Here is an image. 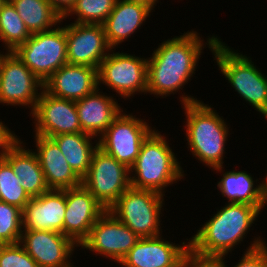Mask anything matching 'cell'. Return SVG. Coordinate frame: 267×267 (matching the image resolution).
<instances>
[{"mask_svg": "<svg viewBox=\"0 0 267 267\" xmlns=\"http://www.w3.org/2000/svg\"><path fill=\"white\" fill-rule=\"evenodd\" d=\"M199 35L192 29L183 35L163 41L153 51L152 57L147 59L148 94L164 98L183 89L191 80L197 69L202 48L208 43L207 46L211 50L219 40L218 36H212L205 42Z\"/></svg>", "mask_w": 267, "mask_h": 267, "instance_id": "6da1fadb", "label": "cell"}, {"mask_svg": "<svg viewBox=\"0 0 267 267\" xmlns=\"http://www.w3.org/2000/svg\"><path fill=\"white\" fill-rule=\"evenodd\" d=\"M263 208L227 203L189 238L190 251L200 257H227L243 242Z\"/></svg>", "mask_w": 267, "mask_h": 267, "instance_id": "7a4b0ae2", "label": "cell"}, {"mask_svg": "<svg viewBox=\"0 0 267 267\" xmlns=\"http://www.w3.org/2000/svg\"><path fill=\"white\" fill-rule=\"evenodd\" d=\"M180 98L186 114V138L192 155L208 168L224 172L225 144L230 135L226 121L211 105L191 95Z\"/></svg>", "mask_w": 267, "mask_h": 267, "instance_id": "3957f363", "label": "cell"}, {"mask_svg": "<svg viewBox=\"0 0 267 267\" xmlns=\"http://www.w3.org/2000/svg\"><path fill=\"white\" fill-rule=\"evenodd\" d=\"M166 140L167 138L155 129L145 138L137 159L129 168L131 187L165 195V187L185 176Z\"/></svg>", "mask_w": 267, "mask_h": 267, "instance_id": "277c9868", "label": "cell"}, {"mask_svg": "<svg viewBox=\"0 0 267 267\" xmlns=\"http://www.w3.org/2000/svg\"><path fill=\"white\" fill-rule=\"evenodd\" d=\"M210 51L219 70L240 97L267 118V76L256 68L250 57L235 52L221 39Z\"/></svg>", "mask_w": 267, "mask_h": 267, "instance_id": "5b68a950", "label": "cell"}, {"mask_svg": "<svg viewBox=\"0 0 267 267\" xmlns=\"http://www.w3.org/2000/svg\"><path fill=\"white\" fill-rule=\"evenodd\" d=\"M163 196L152 190L130 186L108 211L140 238L155 237L162 231L160 214L164 207Z\"/></svg>", "mask_w": 267, "mask_h": 267, "instance_id": "8992f818", "label": "cell"}, {"mask_svg": "<svg viewBox=\"0 0 267 267\" xmlns=\"http://www.w3.org/2000/svg\"><path fill=\"white\" fill-rule=\"evenodd\" d=\"M13 52L44 83L67 64L66 25L31 34Z\"/></svg>", "mask_w": 267, "mask_h": 267, "instance_id": "52a82bcc", "label": "cell"}, {"mask_svg": "<svg viewBox=\"0 0 267 267\" xmlns=\"http://www.w3.org/2000/svg\"><path fill=\"white\" fill-rule=\"evenodd\" d=\"M82 185L108 210L131 186L130 169L97 147Z\"/></svg>", "mask_w": 267, "mask_h": 267, "instance_id": "ba28073f", "label": "cell"}, {"mask_svg": "<svg viewBox=\"0 0 267 267\" xmlns=\"http://www.w3.org/2000/svg\"><path fill=\"white\" fill-rule=\"evenodd\" d=\"M101 61L98 68V86L112 88L122 98L147 93V58L124 52H113ZM129 54V55H128Z\"/></svg>", "mask_w": 267, "mask_h": 267, "instance_id": "9c48e42d", "label": "cell"}, {"mask_svg": "<svg viewBox=\"0 0 267 267\" xmlns=\"http://www.w3.org/2000/svg\"><path fill=\"white\" fill-rule=\"evenodd\" d=\"M1 53L2 51L0 52V103L31 107V114L44 89V83L13 51Z\"/></svg>", "mask_w": 267, "mask_h": 267, "instance_id": "30bf717a", "label": "cell"}, {"mask_svg": "<svg viewBox=\"0 0 267 267\" xmlns=\"http://www.w3.org/2000/svg\"><path fill=\"white\" fill-rule=\"evenodd\" d=\"M145 119L122 112L98 138V147L130 168L145 138L153 131Z\"/></svg>", "mask_w": 267, "mask_h": 267, "instance_id": "8fae6325", "label": "cell"}, {"mask_svg": "<svg viewBox=\"0 0 267 267\" xmlns=\"http://www.w3.org/2000/svg\"><path fill=\"white\" fill-rule=\"evenodd\" d=\"M139 239L130 228L106 210L80 246L119 264Z\"/></svg>", "mask_w": 267, "mask_h": 267, "instance_id": "7c38bea8", "label": "cell"}, {"mask_svg": "<svg viewBox=\"0 0 267 267\" xmlns=\"http://www.w3.org/2000/svg\"><path fill=\"white\" fill-rule=\"evenodd\" d=\"M34 119L35 135L51 138L82 131L75 101L52 96L44 89L30 114Z\"/></svg>", "mask_w": 267, "mask_h": 267, "instance_id": "4fadbf2b", "label": "cell"}, {"mask_svg": "<svg viewBox=\"0 0 267 267\" xmlns=\"http://www.w3.org/2000/svg\"><path fill=\"white\" fill-rule=\"evenodd\" d=\"M67 64L99 68L112 49L102 24L71 23L66 25Z\"/></svg>", "mask_w": 267, "mask_h": 267, "instance_id": "5bb4252c", "label": "cell"}, {"mask_svg": "<svg viewBox=\"0 0 267 267\" xmlns=\"http://www.w3.org/2000/svg\"><path fill=\"white\" fill-rule=\"evenodd\" d=\"M105 211V207L83 185L66 189L63 234L80 247Z\"/></svg>", "mask_w": 267, "mask_h": 267, "instance_id": "9a60e30c", "label": "cell"}, {"mask_svg": "<svg viewBox=\"0 0 267 267\" xmlns=\"http://www.w3.org/2000/svg\"><path fill=\"white\" fill-rule=\"evenodd\" d=\"M38 267H74L70 256L77 246L57 231L22 230L19 242Z\"/></svg>", "mask_w": 267, "mask_h": 267, "instance_id": "2e32d148", "label": "cell"}, {"mask_svg": "<svg viewBox=\"0 0 267 267\" xmlns=\"http://www.w3.org/2000/svg\"><path fill=\"white\" fill-rule=\"evenodd\" d=\"M161 235L140 238L120 261L122 267H181L189 242L175 244Z\"/></svg>", "mask_w": 267, "mask_h": 267, "instance_id": "e0dca14e", "label": "cell"}, {"mask_svg": "<svg viewBox=\"0 0 267 267\" xmlns=\"http://www.w3.org/2000/svg\"><path fill=\"white\" fill-rule=\"evenodd\" d=\"M66 189H49L33 197L22 211L23 230L57 231L63 234Z\"/></svg>", "mask_w": 267, "mask_h": 267, "instance_id": "ac0fdd59", "label": "cell"}, {"mask_svg": "<svg viewBox=\"0 0 267 267\" xmlns=\"http://www.w3.org/2000/svg\"><path fill=\"white\" fill-rule=\"evenodd\" d=\"M98 69L65 64L45 82L44 90L57 98L79 100L98 88Z\"/></svg>", "mask_w": 267, "mask_h": 267, "instance_id": "d6986e66", "label": "cell"}, {"mask_svg": "<svg viewBox=\"0 0 267 267\" xmlns=\"http://www.w3.org/2000/svg\"><path fill=\"white\" fill-rule=\"evenodd\" d=\"M36 153L49 189L64 190L82 185L58 145L48 137L35 135Z\"/></svg>", "mask_w": 267, "mask_h": 267, "instance_id": "ffe728a7", "label": "cell"}, {"mask_svg": "<svg viewBox=\"0 0 267 267\" xmlns=\"http://www.w3.org/2000/svg\"><path fill=\"white\" fill-rule=\"evenodd\" d=\"M99 88L75 101L82 131L96 138L106 131L123 109L116 98L104 95L105 93L100 92Z\"/></svg>", "mask_w": 267, "mask_h": 267, "instance_id": "44dd1931", "label": "cell"}, {"mask_svg": "<svg viewBox=\"0 0 267 267\" xmlns=\"http://www.w3.org/2000/svg\"><path fill=\"white\" fill-rule=\"evenodd\" d=\"M23 141L16 137L2 152L1 156L12 166L20 185L31 197H38L49 188L38 157L34 151L25 148Z\"/></svg>", "mask_w": 267, "mask_h": 267, "instance_id": "7402d4cb", "label": "cell"}, {"mask_svg": "<svg viewBox=\"0 0 267 267\" xmlns=\"http://www.w3.org/2000/svg\"><path fill=\"white\" fill-rule=\"evenodd\" d=\"M151 12L153 11L144 4L117 0L113 11L102 24L108 45L115 49L126 39L128 40L143 22H146Z\"/></svg>", "mask_w": 267, "mask_h": 267, "instance_id": "603a6c76", "label": "cell"}, {"mask_svg": "<svg viewBox=\"0 0 267 267\" xmlns=\"http://www.w3.org/2000/svg\"><path fill=\"white\" fill-rule=\"evenodd\" d=\"M217 187L222 196L228 199V203H244L254 207H265L262 183L255 185L252 175L244 170L226 171Z\"/></svg>", "mask_w": 267, "mask_h": 267, "instance_id": "cb8c5ba5", "label": "cell"}, {"mask_svg": "<svg viewBox=\"0 0 267 267\" xmlns=\"http://www.w3.org/2000/svg\"><path fill=\"white\" fill-rule=\"evenodd\" d=\"M93 135L88 133L61 134L51 137L58 145L72 170L82 179L88 172L92 156L98 147L92 143Z\"/></svg>", "mask_w": 267, "mask_h": 267, "instance_id": "d4e9b609", "label": "cell"}, {"mask_svg": "<svg viewBox=\"0 0 267 267\" xmlns=\"http://www.w3.org/2000/svg\"><path fill=\"white\" fill-rule=\"evenodd\" d=\"M30 34L47 32L63 23V18L47 0H9Z\"/></svg>", "mask_w": 267, "mask_h": 267, "instance_id": "484cf974", "label": "cell"}, {"mask_svg": "<svg viewBox=\"0 0 267 267\" xmlns=\"http://www.w3.org/2000/svg\"><path fill=\"white\" fill-rule=\"evenodd\" d=\"M30 32L9 0L0 6V40L5 44L6 52L14 51L24 44Z\"/></svg>", "mask_w": 267, "mask_h": 267, "instance_id": "4316f807", "label": "cell"}, {"mask_svg": "<svg viewBox=\"0 0 267 267\" xmlns=\"http://www.w3.org/2000/svg\"><path fill=\"white\" fill-rule=\"evenodd\" d=\"M20 183L21 180L14 173L12 166L0 155V201L23 211L31 197Z\"/></svg>", "mask_w": 267, "mask_h": 267, "instance_id": "83f0119b", "label": "cell"}, {"mask_svg": "<svg viewBox=\"0 0 267 267\" xmlns=\"http://www.w3.org/2000/svg\"><path fill=\"white\" fill-rule=\"evenodd\" d=\"M116 2L117 0H77L63 19L76 15L75 23L103 24L113 11Z\"/></svg>", "mask_w": 267, "mask_h": 267, "instance_id": "f1b7e54d", "label": "cell"}, {"mask_svg": "<svg viewBox=\"0 0 267 267\" xmlns=\"http://www.w3.org/2000/svg\"><path fill=\"white\" fill-rule=\"evenodd\" d=\"M22 210L0 201V245L20 242L23 222Z\"/></svg>", "mask_w": 267, "mask_h": 267, "instance_id": "f546056e", "label": "cell"}, {"mask_svg": "<svg viewBox=\"0 0 267 267\" xmlns=\"http://www.w3.org/2000/svg\"><path fill=\"white\" fill-rule=\"evenodd\" d=\"M0 267H38L20 243L0 245Z\"/></svg>", "mask_w": 267, "mask_h": 267, "instance_id": "4dcf8cb0", "label": "cell"}, {"mask_svg": "<svg viewBox=\"0 0 267 267\" xmlns=\"http://www.w3.org/2000/svg\"><path fill=\"white\" fill-rule=\"evenodd\" d=\"M255 238L253 243H251L242 254L241 260L237 262L234 267H267V244L262 238ZM224 262V267H227L225 263V256L220 257Z\"/></svg>", "mask_w": 267, "mask_h": 267, "instance_id": "1f68e13d", "label": "cell"}, {"mask_svg": "<svg viewBox=\"0 0 267 267\" xmlns=\"http://www.w3.org/2000/svg\"><path fill=\"white\" fill-rule=\"evenodd\" d=\"M181 267H224L221 258L200 257L189 251L182 262Z\"/></svg>", "mask_w": 267, "mask_h": 267, "instance_id": "d6a6232c", "label": "cell"}, {"mask_svg": "<svg viewBox=\"0 0 267 267\" xmlns=\"http://www.w3.org/2000/svg\"><path fill=\"white\" fill-rule=\"evenodd\" d=\"M51 7L64 18L77 0H47Z\"/></svg>", "mask_w": 267, "mask_h": 267, "instance_id": "836d02e7", "label": "cell"}, {"mask_svg": "<svg viewBox=\"0 0 267 267\" xmlns=\"http://www.w3.org/2000/svg\"><path fill=\"white\" fill-rule=\"evenodd\" d=\"M2 121H0V155L6 147L17 137Z\"/></svg>", "mask_w": 267, "mask_h": 267, "instance_id": "e575fe53", "label": "cell"}, {"mask_svg": "<svg viewBox=\"0 0 267 267\" xmlns=\"http://www.w3.org/2000/svg\"><path fill=\"white\" fill-rule=\"evenodd\" d=\"M126 1L144 4L148 6L151 10H153L156 5V3L153 0H126Z\"/></svg>", "mask_w": 267, "mask_h": 267, "instance_id": "d590c367", "label": "cell"}, {"mask_svg": "<svg viewBox=\"0 0 267 267\" xmlns=\"http://www.w3.org/2000/svg\"><path fill=\"white\" fill-rule=\"evenodd\" d=\"M261 182H262L263 197H264V200L267 204V175H266L265 179Z\"/></svg>", "mask_w": 267, "mask_h": 267, "instance_id": "8d00e7d4", "label": "cell"}, {"mask_svg": "<svg viewBox=\"0 0 267 267\" xmlns=\"http://www.w3.org/2000/svg\"><path fill=\"white\" fill-rule=\"evenodd\" d=\"M6 0H0V6L5 2Z\"/></svg>", "mask_w": 267, "mask_h": 267, "instance_id": "74e56055", "label": "cell"}]
</instances>
